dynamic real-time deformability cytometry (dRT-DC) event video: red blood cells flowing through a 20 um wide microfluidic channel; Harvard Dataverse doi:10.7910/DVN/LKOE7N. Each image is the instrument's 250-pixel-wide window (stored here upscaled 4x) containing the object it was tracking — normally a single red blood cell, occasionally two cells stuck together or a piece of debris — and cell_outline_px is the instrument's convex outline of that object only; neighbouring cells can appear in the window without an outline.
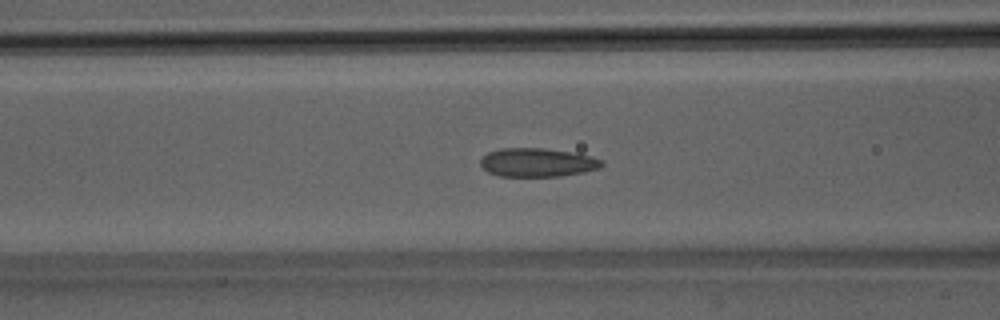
{"species": "Egyptian fruit bat (a non-hibernating species)", "species_latin": "Rousettus aegyptiacus", "temperature_condition": "room temperature", "stored_images_in_passage": 46, "camera_frame_rate_fps": 3000, "um_per_image_px": 0.085, "animal": {"sex": "male"}, "frame": {"image": 1, "passage_image": 19, "time_ms": 6.0, "image_size_px": [1000, 320], "cell_outline_px": [[604, 164], [600, 168], [584, 172], [560, 176], [500, 176], [488, 172], [480, 164], [480, 160], [488, 152], [500, 148], [544, 148], [572, 152], [604, 160]], "centroid_in_image_um": [45.69, 13.81], "position_along_channel_um": 120.9, "area_um2": 20.23}}
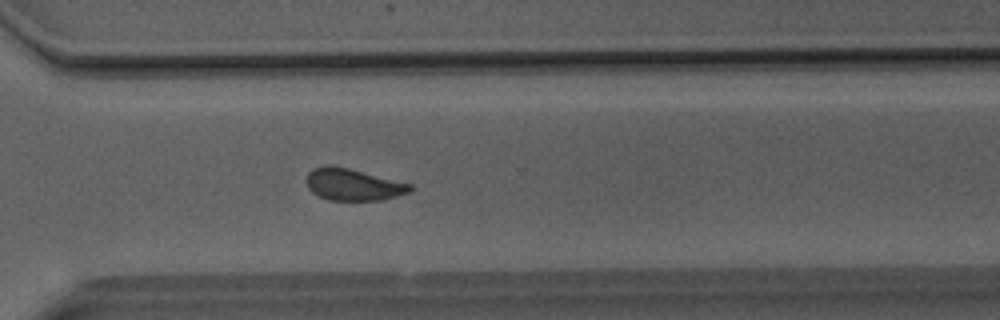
{"frame": {"image": 2, "passage_image": 35, "time_ms": 11.333, "image_size_px": [1000, 320], "cell_outline_px": [[412, 192], [384, 200], [328, 200], [312, 192], [308, 188], [304, 180], [308, 172], [312, 168], [328, 164], [348, 168], [412, 184]], "centroid_in_image_um": [29.99, 15.68], "position_along_channel_um": 340.6, "area_um2": 19.48}}
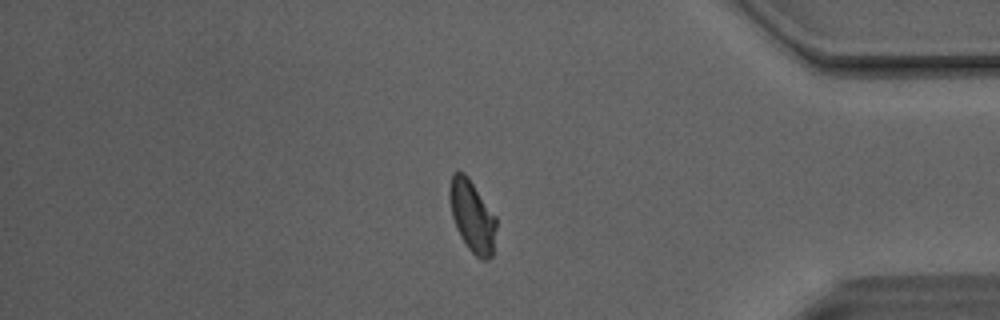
{"frame": {"image": 3, "passage_image": 41, "time_ms": 13.333, "image_size_px": [1000, 320], "cell_outline_px": [[496, 228], [492, 256], [488, 260], [480, 260], [468, 248], [460, 236], [456, 228], [452, 216], [448, 196], [448, 188], [452, 172], [464, 172], [468, 176], [496, 216]], "centroid_in_image_um": [40.12, 18.36], "position_along_channel_um": 395.1, "area_um2": 19.77}}